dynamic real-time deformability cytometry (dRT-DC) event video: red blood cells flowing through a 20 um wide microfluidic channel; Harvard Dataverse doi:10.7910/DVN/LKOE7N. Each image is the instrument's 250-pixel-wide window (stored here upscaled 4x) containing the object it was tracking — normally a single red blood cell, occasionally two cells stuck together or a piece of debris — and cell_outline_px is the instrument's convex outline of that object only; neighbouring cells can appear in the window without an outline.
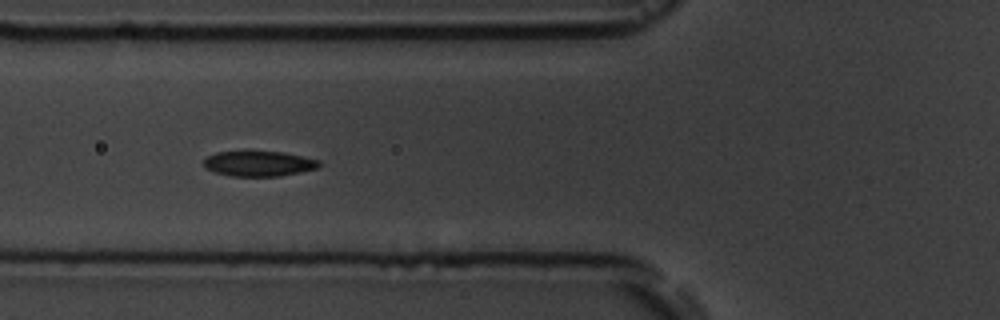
{"species": "common noctule bat (a hibernating species)", "species_latin": "Nyctalus noctula", "temperature_condition": "room temperature", "stored_images_in_passage": 7, "camera_frame_rate_fps": 3000, "um_per_image_px": 0.085, "animal": {"sex": "male", "body_mass_g": 19.5, "forearm_length_mm": 54.6}, "frame": {"image": 1, "passage_image": 7, "time_ms": 7.0, "image_size_px": [1000, 320], "cell_outline_px": [[320, 164], [316, 168], [300, 172], [280, 176], [232, 176], [216, 172], [204, 168], [204, 160], [208, 156], [216, 152], [244, 148], [248, 148], [284, 152], [320, 160]], "centroid_in_image_um": [21.95, 13.85], "position_along_channel_um": 103.9, "area_um2": 17.8}}